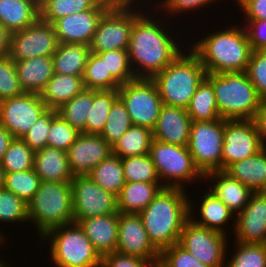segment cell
<instances>
[{"mask_svg":"<svg viewBox=\"0 0 266 267\" xmlns=\"http://www.w3.org/2000/svg\"><path fill=\"white\" fill-rule=\"evenodd\" d=\"M101 0H47L40 8V19L53 23L59 18L93 9Z\"/></svg>","mask_w":266,"mask_h":267,"instance_id":"cell-38","label":"cell"},{"mask_svg":"<svg viewBox=\"0 0 266 267\" xmlns=\"http://www.w3.org/2000/svg\"><path fill=\"white\" fill-rule=\"evenodd\" d=\"M133 125L153 130L163 106L157 86L152 79L135 78L118 89Z\"/></svg>","mask_w":266,"mask_h":267,"instance_id":"cell-9","label":"cell"},{"mask_svg":"<svg viewBox=\"0 0 266 267\" xmlns=\"http://www.w3.org/2000/svg\"><path fill=\"white\" fill-rule=\"evenodd\" d=\"M236 244L238 251L225 267H266V244Z\"/></svg>","mask_w":266,"mask_h":267,"instance_id":"cell-43","label":"cell"},{"mask_svg":"<svg viewBox=\"0 0 266 267\" xmlns=\"http://www.w3.org/2000/svg\"><path fill=\"white\" fill-rule=\"evenodd\" d=\"M85 89L83 77L53 73L40 97L48 109L57 110Z\"/></svg>","mask_w":266,"mask_h":267,"instance_id":"cell-28","label":"cell"},{"mask_svg":"<svg viewBox=\"0 0 266 267\" xmlns=\"http://www.w3.org/2000/svg\"><path fill=\"white\" fill-rule=\"evenodd\" d=\"M153 267H164L161 263H159V262H156L154 265H153Z\"/></svg>","mask_w":266,"mask_h":267,"instance_id":"cell-61","label":"cell"},{"mask_svg":"<svg viewBox=\"0 0 266 267\" xmlns=\"http://www.w3.org/2000/svg\"><path fill=\"white\" fill-rule=\"evenodd\" d=\"M0 267H7L5 263H3Z\"/></svg>","mask_w":266,"mask_h":267,"instance_id":"cell-62","label":"cell"},{"mask_svg":"<svg viewBox=\"0 0 266 267\" xmlns=\"http://www.w3.org/2000/svg\"><path fill=\"white\" fill-rule=\"evenodd\" d=\"M235 216L236 242L266 244V192H253Z\"/></svg>","mask_w":266,"mask_h":267,"instance_id":"cell-20","label":"cell"},{"mask_svg":"<svg viewBox=\"0 0 266 267\" xmlns=\"http://www.w3.org/2000/svg\"><path fill=\"white\" fill-rule=\"evenodd\" d=\"M118 98V90H93V103H90V118H87L85 127L86 134H101L111 106Z\"/></svg>","mask_w":266,"mask_h":267,"instance_id":"cell-36","label":"cell"},{"mask_svg":"<svg viewBox=\"0 0 266 267\" xmlns=\"http://www.w3.org/2000/svg\"><path fill=\"white\" fill-rule=\"evenodd\" d=\"M90 103H93V90L85 89L56 111L71 126L85 133L87 118H90Z\"/></svg>","mask_w":266,"mask_h":267,"instance_id":"cell-37","label":"cell"},{"mask_svg":"<svg viewBox=\"0 0 266 267\" xmlns=\"http://www.w3.org/2000/svg\"><path fill=\"white\" fill-rule=\"evenodd\" d=\"M43 237L50 238V256L57 267H101L102 257L78 223L55 227Z\"/></svg>","mask_w":266,"mask_h":267,"instance_id":"cell-7","label":"cell"},{"mask_svg":"<svg viewBox=\"0 0 266 267\" xmlns=\"http://www.w3.org/2000/svg\"><path fill=\"white\" fill-rule=\"evenodd\" d=\"M33 169L45 182H71L74 178L67 152L50 146L35 151Z\"/></svg>","mask_w":266,"mask_h":267,"instance_id":"cell-23","label":"cell"},{"mask_svg":"<svg viewBox=\"0 0 266 267\" xmlns=\"http://www.w3.org/2000/svg\"><path fill=\"white\" fill-rule=\"evenodd\" d=\"M256 123L258 133L263 144V147L266 148L265 139H266V101H263L261 107L256 113L255 118L253 119Z\"/></svg>","mask_w":266,"mask_h":267,"instance_id":"cell-55","label":"cell"},{"mask_svg":"<svg viewBox=\"0 0 266 267\" xmlns=\"http://www.w3.org/2000/svg\"><path fill=\"white\" fill-rule=\"evenodd\" d=\"M223 142L222 171L229 165L247 159L264 148L254 120L224 119Z\"/></svg>","mask_w":266,"mask_h":267,"instance_id":"cell-15","label":"cell"},{"mask_svg":"<svg viewBox=\"0 0 266 267\" xmlns=\"http://www.w3.org/2000/svg\"><path fill=\"white\" fill-rule=\"evenodd\" d=\"M225 235L197 225L189 218L180 233L178 244L203 264L224 267L227 246Z\"/></svg>","mask_w":266,"mask_h":267,"instance_id":"cell-13","label":"cell"},{"mask_svg":"<svg viewBox=\"0 0 266 267\" xmlns=\"http://www.w3.org/2000/svg\"><path fill=\"white\" fill-rule=\"evenodd\" d=\"M184 188L164 187L140 213L150 242L161 252L179 241L185 222L192 214Z\"/></svg>","mask_w":266,"mask_h":267,"instance_id":"cell-2","label":"cell"},{"mask_svg":"<svg viewBox=\"0 0 266 267\" xmlns=\"http://www.w3.org/2000/svg\"><path fill=\"white\" fill-rule=\"evenodd\" d=\"M111 5L130 6L132 0H107Z\"/></svg>","mask_w":266,"mask_h":267,"instance_id":"cell-58","label":"cell"},{"mask_svg":"<svg viewBox=\"0 0 266 267\" xmlns=\"http://www.w3.org/2000/svg\"><path fill=\"white\" fill-rule=\"evenodd\" d=\"M119 212L80 220L78 224L101 257L117 251Z\"/></svg>","mask_w":266,"mask_h":267,"instance_id":"cell-22","label":"cell"},{"mask_svg":"<svg viewBox=\"0 0 266 267\" xmlns=\"http://www.w3.org/2000/svg\"><path fill=\"white\" fill-rule=\"evenodd\" d=\"M54 119V109H48L21 138L34 152L48 146V132Z\"/></svg>","mask_w":266,"mask_h":267,"instance_id":"cell-48","label":"cell"},{"mask_svg":"<svg viewBox=\"0 0 266 267\" xmlns=\"http://www.w3.org/2000/svg\"><path fill=\"white\" fill-rule=\"evenodd\" d=\"M35 152L21 139L14 138L4 153L1 164L6 173L33 169Z\"/></svg>","mask_w":266,"mask_h":267,"instance_id":"cell-41","label":"cell"},{"mask_svg":"<svg viewBox=\"0 0 266 267\" xmlns=\"http://www.w3.org/2000/svg\"><path fill=\"white\" fill-rule=\"evenodd\" d=\"M245 28L252 50H266V20H249Z\"/></svg>","mask_w":266,"mask_h":267,"instance_id":"cell-52","label":"cell"},{"mask_svg":"<svg viewBox=\"0 0 266 267\" xmlns=\"http://www.w3.org/2000/svg\"><path fill=\"white\" fill-rule=\"evenodd\" d=\"M5 178H6V172L4 171V168L0 162V189L4 188L5 186Z\"/></svg>","mask_w":266,"mask_h":267,"instance_id":"cell-59","label":"cell"},{"mask_svg":"<svg viewBox=\"0 0 266 267\" xmlns=\"http://www.w3.org/2000/svg\"><path fill=\"white\" fill-rule=\"evenodd\" d=\"M202 199L199 211L202 220L195 221L191 218L193 216H189V218L197 225L226 234L222 227L232 217L233 213L210 191Z\"/></svg>","mask_w":266,"mask_h":267,"instance_id":"cell-35","label":"cell"},{"mask_svg":"<svg viewBox=\"0 0 266 267\" xmlns=\"http://www.w3.org/2000/svg\"><path fill=\"white\" fill-rule=\"evenodd\" d=\"M205 177H216L215 180L217 181L211 192L219 198L232 213L237 212L236 210L240 213L247 205L248 200L253 193V191L246 185L233 179L222 170L208 172L204 175V178Z\"/></svg>","mask_w":266,"mask_h":267,"instance_id":"cell-26","label":"cell"},{"mask_svg":"<svg viewBox=\"0 0 266 267\" xmlns=\"http://www.w3.org/2000/svg\"><path fill=\"white\" fill-rule=\"evenodd\" d=\"M220 118L226 120H253L263 100L259 97L246 71L208 73Z\"/></svg>","mask_w":266,"mask_h":267,"instance_id":"cell-4","label":"cell"},{"mask_svg":"<svg viewBox=\"0 0 266 267\" xmlns=\"http://www.w3.org/2000/svg\"><path fill=\"white\" fill-rule=\"evenodd\" d=\"M24 93L15 67V61L9 56L0 57V101Z\"/></svg>","mask_w":266,"mask_h":267,"instance_id":"cell-47","label":"cell"},{"mask_svg":"<svg viewBox=\"0 0 266 267\" xmlns=\"http://www.w3.org/2000/svg\"><path fill=\"white\" fill-rule=\"evenodd\" d=\"M223 136L222 118L214 121H192L188 149L194 164L203 175L221 170Z\"/></svg>","mask_w":266,"mask_h":267,"instance_id":"cell-10","label":"cell"},{"mask_svg":"<svg viewBox=\"0 0 266 267\" xmlns=\"http://www.w3.org/2000/svg\"><path fill=\"white\" fill-rule=\"evenodd\" d=\"M29 221L28 203L14 193L0 189V221L16 222Z\"/></svg>","mask_w":266,"mask_h":267,"instance_id":"cell-46","label":"cell"},{"mask_svg":"<svg viewBox=\"0 0 266 267\" xmlns=\"http://www.w3.org/2000/svg\"><path fill=\"white\" fill-rule=\"evenodd\" d=\"M66 152L72 174L88 175L112 154V147L100 134L81 132Z\"/></svg>","mask_w":266,"mask_h":267,"instance_id":"cell-18","label":"cell"},{"mask_svg":"<svg viewBox=\"0 0 266 267\" xmlns=\"http://www.w3.org/2000/svg\"><path fill=\"white\" fill-rule=\"evenodd\" d=\"M35 1H36L37 5L40 7L47 0H35Z\"/></svg>","mask_w":266,"mask_h":267,"instance_id":"cell-60","label":"cell"},{"mask_svg":"<svg viewBox=\"0 0 266 267\" xmlns=\"http://www.w3.org/2000/svg\"><path fill=\"white\" fill-rule=\"evenodd\" d=\"M40 183V177L34 172V169H30L6 173L4 188L29 203L39 189Z\"/></svg>","mask_w":266,"mask_h":267,"instance_id":"cell-42","label":"cell"},{"mask_svg":"<svg viewBox=\"0 0 266 267\" xmlns=\"http://www.w3.org/2000/svg\"><path fill=\"white\" fill-rule=\"evenodd\" d=\"M159 263L164 267H210L203 264L178 243L160 252Z\"/></svg>","mask_w":266,"mask_h":267,"instance_id":"cell-50","label":"cell"},{"mask_svg":"<svg viewBox=\"0 0 266 267\" xmlns=\"http://www.w3.org/2000/svg\"><path fill=\"white\" fill-rule=\"evenodd\" d=\"M149 155L160 179L175 180L164 182V187L183 188V181L191 182L204 177L194 164L188 146L168 144L153 139ZM170 183V184H169Z\"/></svg>","mask_w":266,"mask_h":267,"instance_id":"cell-8","label":"cell"},{"mask_svg":"<svg viewBox=\"0 0 266 267\" xmlns=\"http://www.w3.org/2000/svg\"><path fill=\"white\" fill-rule=\"evenodd\" d=\"M15 67L25 93L40 94L54 73L52 57L15 61Z\"/></svg>","mask_w":266,"mask_h":267,"instance_id":"cell-25","label":"cell"},{"mask_svg":"<svg viewBox=\"0 0 266 267\" xmlns=\"http://www.w3.org/2000/svg\"><path fill=\"white\" fill-rule=\"evenodd\" d=\"M186 110L192 121L220 119L213 86L206 78L198 86Z\"/></svg>","mask_w":266,"mask_h":267,"instance_id":"cell-32","label":"cell"},{"mask_svg":"<svg viewBox=\"0 0 266 267\" xmlns=\"http://www.w3.org/2000/svg\"><path fill=\"white\" fill-rule=\"evenodd\" d=\"M132 125L125 104L118 98L111 106L104 130L100 136L113 147Z\"/></svg>","mask_w":266,"mask_h":267,"instance_id":"cell-39","label":"cell"},{"mask_svg":"<svg viewBox=\"0 0 266 267\" xmlns=\"http://www.w3.org/2000/svg\"><path fill=\"white\" fill-rule=\"evenodd\" d=\"M90 52L85 44L59 43L52 55L54 73L83 77Z\"/></svg>","mask_w":266,"mask_h":267,"instance_id":"cell-30","label":"cell"},{"mask_svg":"<svg viewBox=\"0 0 266 267\" xmlns=\"http://www.w3.org/2000/svg\"><path fill=\"white\" fill-rule=\"evenodd\" d=\"M153 139V130L132 125L112 147V154L120 158L148 154Z\"/></svg>","mask_w":266,"mask_h":267,"instance_id":"cell-31","label":"cell"},{"mask_svg":"<svg viewBox=\"0 0 266 267\" xmlns=\"http://www.w3.org/2000/svg\"><path fill=\"white\" fill-rule=\"evenodd\" d=\"M70 183L74 223L90 217L118 213L117 195L101 188L89 175L74 176Z\"/></svg>","mask_w":266,"mask_h":267,"instance_id":"cell-12","label":"cell"},{"mask_svg":"<svg viewBox=\"0 0 266 267\" xmlns=\"http://www.w3.org/2000/svg\"><path fill=\"white\" fill-rule=\"evenodd\" d=\"M130 8L131 6L111 5L104 12L89 44L92 53L128 49L135 21V12Z\"/></svg>","mask_w":266,"mask_h":267,"instance_id":"cell-11","label":"cell"},{"mask_svg":"<svg viewBox=\"0 0 266 267\" xmlns=\"http://www.w3.org/2000/svg\"><path fill=\"white\" fill-rule=\"evenodd\" d=\"M206 75L204 66L193 51L187 56L181 52L152 80L164 105L186 109Z\"/></svg>","mask_w":266,"mask_h":267,"instance_id":"cell-5","label":"cell"},{"mask_svg":"<svg viewBox=\"0 0 266 267\" xmlns=\"http://www.w3.org/2000/svg\"><path fill=\"white\" fill-rule=\"evenodd\" d=\"M58 44L52 23L39 18L27 28L11 33L8 56L14 61L36 57H52Z\"/></svg>","mask_w":266,"mask_h":267,"instance_id":"cell-14","label":"cell"},{"mask_svg":"<svg viewBox=\"0 0 266 267\" xmlns=\"http://www.w3.org/2000/svg\"><path fill=\"white\" fill-rule=\"evenodd\" d=\"M213 2V0H165L163 3L165 10L174 12L190 11L192 9H199L198 7L204 6L207 3Z\"/></svg>","mask_w":266,"mask_h":267,"instance_id":"cell-54","label":"cell"},{"mask_svg":"<svg viewBox=\"0 0 266 267\" xmlns=\"http://www.w3.org/2000/svg\"><path fill=\"white\" fill-rule=\"evenodd\" d=\"M11 32L0 23V57L8 56Z\"/></svg>","mask_w":266,"mask_h":267,"instance_id":"cell-56","label":"cell"},{"mask_svg":"<svg viewBox=\"0 0 266 267\" xmlns=\"http://www.w3.org/2000/svg\"><path fill=\"white\" fill-rule=\"evenodd\" d=\"M111 6L101 0L93 9L77 12L55 20L52 25L59 43L90 44L97 24L104 12Z\"/></svg>","mask_w":266,"mask_h":267,"instance_id":"cell-17","label":"cell"},{"mask_svg":"<svg viewBox=\"0 0 266 267\" xmlns=\"http://www.w3.org/2000/svg\"><path fill=\"white\" fill-rule=\"evenodd\" d=\"M191 123L185 108L163 104L153 129V138L168 144L188 146Z\"/></svg>","mask_w":266,"mask_h":267,"instance_id":"cell-21","label":"cell"},{"mask_svg":"<svg viewBox=\"0 0 266 267\" xmlns=\"http://www.w3.org/2000/svg\"><path fill=\"white\" fill-rule=\"evenodd\" d=\"M224 172L253 192H266V148L247 159L229 165Z\"/></svg>","mask_w":266,"mask_h":267,"instance_id":"cell-24","label":"cell"},{"mask_svg":"<svg viewBox=\"0 0 266 267\" xmlns=\"http://www.w3.org/2000/svg\"><path fill=\"white\" fill-rule=\"evenodd\" d=\"M135 12V21L127 51L130 63L142 69L134 71L136 78L152 79L163 71L182 51L167 31L150 17ZM146 16V17H145ZM138 70V71H137ZM140 71V72H139ZM143 71V73L141 72ZM137 72V73H136Z\"/></svg>","mask_w":266,"mask_h":267,"instance_id":"cell-1","label":"cell"},{"mask_svg":"<svg viewBox=\"0 0 266 267\" xmlns=\"http://www.w3.org/2000/svg\"><path fill=\"white\" fill-rule=\"evenodd\" d=\"M88 175L101 188L115 195L119 194L126 182L122 158L114 154L103 160Z\"/></svg>","mask_w":266,"mask_h":267,"instance_id":"cell-33","label":"cell"},{"mask_svg":"<svg viewBox=\"0 0 266 267\" xmlns=\"http://www.w3.org/2000/svg\"><path fill=\"white\" fill-rule=\"evenodd\" d=\"M83 81L86 89L89 90H118L120 83L107 72L106 59H102L98 53L90 52Z\"/></svg>","mask_w":266,"mask_h":267,"instance_id":"cell-34","label":"cell"},{"mask_svg":"<svg viewBox=\"0 0 266 267\" xmlns=\"http://www.w3.org/2000/svg\"><path fill=\"white\" fill-rule=\"evenodd\" d=\"M249 20H266V0H238Z\"/></svg>","mask_w":266,"mask_h":267,"instance_id":"cell-53","label":"cell"},{"mask_svg":"<svg viewBox=\"0 0 266 267\" xmlns=\"http://www.w3.org/2000/svg\"><path fill=\"white\" fill-rule=\"evenodd\" d=\"M102 59H106L107 72L120 83L125 84L134 80V69L130 64L129 52L127 50H112L98 53Z\"/></svg>","mask_w":266,"mask_h":267,"instance_id":"cell-44","label":"cell"},{"mask_svg":"<svg viewBox=\"0 0 266 267\" xmlns=\"http://www.w3.org/2000/svg\"><path fill=\"white\" fill-rule=\"evenodd\" d=\"M47 110L48 107L42 101L40 94L24 92L1 101L0 124L14 138H22Z\"/></svg>","mask_w":266,"mask_h":267,"instance_id":"cell-16","label":"cell"},{"mask_svg":"<svg viewBox=\"0 0 266 267\" xmlns=\"http://www.w3.org/2000/svg\"><path fill=\"white\" fill-rule=\"evenodd\" d=\"M234 27L210 33L193 45L192 51L198 56L207 74L247 70L253 50L245 29Z\"/></svg>","mask_w":266,"mask_h":267,"instance_id":"cell-3","label":"cell"},{"mask_svg":"<svg viewBox=\"0 0 266 267\" xmlns=\"http://www.w3.org/2000/svg\"><path fill=\"white\" fill-rule=\"evenodd\" d=\"M40 18L35 0H0V23L11 33L23 30Z\"/></svg>","mask_w":266,"mask_h":267,"instance_id":"cell-29","label":"cell"},{"mask_svg":"<svg viewBox=\"0 0 266 267\" xmlns=\"http://www.w3.org/2000/svg\"><path fill=\"white\" fill-rule=\"evenodd\" d=\"M80 133L54 110V119L48 132V146L67 151Z\"/></svg>","mask_w":266,"mask_h":267,"instance_id":"cell-45","label":"cell"},{"mask_svg":"<svg viewBox=\"0 0 266 267\" xmlns=\"http://www.w3.org/2000/svg\"><path fill=\"white\" fill-rule=\"evenodd\" d=\"M156 262L159 259L139 258L114 251L102 257L101 267H153Z\"/></svg>","mask_w":266,"mask_h":267,"instance_id":"cell-51","label":"cell"},{"mask_svg":"<svg viewBox=\"0 0 266 267\" xmlns=\"http://www.w3.org/2000/svg\"><path fill=\"white\" fill-rule=\"evenodd\" d=\"M246 73L259 97L266 101V50H253Z\"/></svg>","mask_w":266,"mask_h":267,"instance_id":"cell-49","label":"cell"},{"mask_svg":"<svg viewBox=\"0 0 266 267\" xmlns=\"http://www.w3.org/2000/svg\"><path fill=\"white\" fill-rule=\"evenodd\" d=\"M28 219L36 223L42 236L55 227L73 223L71 183L41 181L28 203Z\"/></svg>","mask_w":266,"mask_h":267,"instance_id":"cell-6","label":"cell"},{"mask_svg":"<svg viewBox=\"0 0 266 267\" xmlns=\"http://www.w3.org/2000/svg\"><path fill=\"white\" fill-rule=\"evenodd\" d=\"M13 139V135L0 124V162Z\"/></svg>","mask_w":266,"mask_h":267,"instance_id":"cell-57","label":"cell"},{"mask_svg":"<svg viewBox=\"0 0 266 267\" xmlns=\"http://www.w3.org/2000/svg\"><path fill=\"white\" fill-rule=\"evenodd\" d=\"M117 251L130 256L159 259L139 214L119 213Z\"/></svg>","mask_w":266,"mask_h":267,"instance_id":"cell-19","label":"cell"},{"mask_svg":"<svg viewBox=\"0 0 266 267\" xmlns=\"http://www.w3.org/2000/svg\"><path fill=\"white\" fill-rule=\"evenodd\" d=\"M164 188L162 183L125 182L117 195L119 213L139 214Z\"/></svg>","mask_w":266,"mask_h":267,"instance_id":"cell-27","label":"cell"},{"mask_svg":"<svg viewBox=\"0 0 266 267\" xmlns=\"http://www.w3.org/2000/svg\"><path fill=\"white\" fill-rule=\"evenodd\" d=\"M126 182L158 183L159 175L148 154L122 158Z\"/></svg>","mask_w":266,"mask_h":267,"instance_id":"cell-40","label":"cell"}]
</instances>
